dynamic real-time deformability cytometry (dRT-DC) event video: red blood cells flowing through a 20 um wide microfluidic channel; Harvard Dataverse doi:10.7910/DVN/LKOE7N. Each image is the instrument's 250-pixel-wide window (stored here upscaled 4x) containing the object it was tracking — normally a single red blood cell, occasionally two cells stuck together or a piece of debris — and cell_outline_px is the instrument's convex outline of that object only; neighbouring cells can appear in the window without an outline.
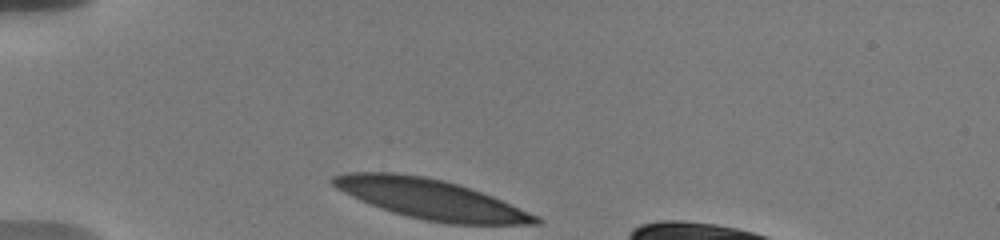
{"species": "human", "species_latin": "Homo sapiens", "temperature_condition": "warm", "stored_images_in_passage": 11, "camera_frame_rate_fps": 3000, "um_per_image_px": 0.085, "donor": {"sex": "male"}, "frame": {"image": 1, "passage_image": 1, "time_ms": 0.0, "image_size_px": [1000, 240], "cell_outline_px": [[544, 220], [540, 224], [448, 224], [424, 220], [392, 212], [380, 208], [360, 200], [336, 188], [328, 180], [332, 176], [344, 172], [392, 172], [424, 176], [444, 180], [492, 196], [540, 216]], "centroid_in_image_um": [36.6, 16.92], "position_along_channel_um": 48.4, "area_um2": 46.93}}
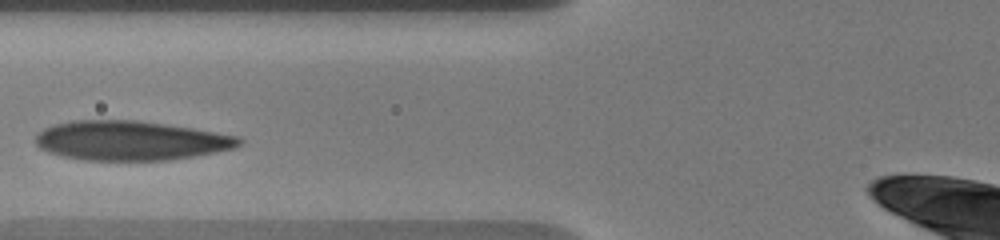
{"frame": {"image": 2, "passage_image": 7, "time_ms": 2.667, "image_size_px": [1000, 240], "cell_outline_px": [[244, 140], [236, 148], [172, 160], [84, 160], [64, 156], [48, 152], [40, 148], [36, 144], [36, 136], [44, 128], [56, 124], [76, 120], [136, 120], [192, 128], [240, 136]], "centroid_in_image_um": [11.14, 11.95], "position_along_channel_um": 114.7, "area_um2": 46.64}}
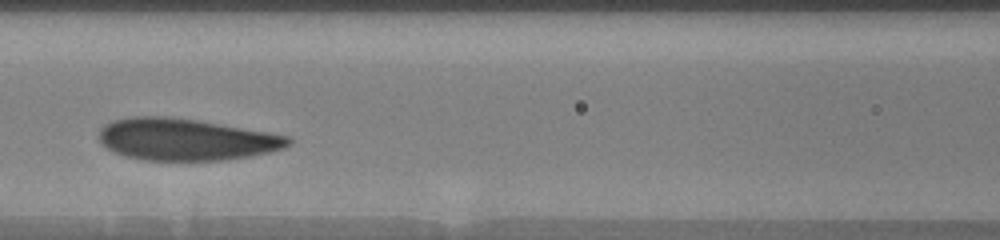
{"frame": {"image": 3, "passage_image": 10, "time_ms": 3.667, "image_size_px": [1000, 240], "cell_outline_px": [[292, 144], [284, 148], [252, 156], [224, 160], [144, 160], [112, 152], [100, 144], [96, 136], [100, 128], [104, 124], [112, 120], [128, 116], [172, 116], [292, 136]], "centroid_in_image_um": [15.75, 11.84], "position_along_channel_um": 150.9, "area_um2": 46.7}}